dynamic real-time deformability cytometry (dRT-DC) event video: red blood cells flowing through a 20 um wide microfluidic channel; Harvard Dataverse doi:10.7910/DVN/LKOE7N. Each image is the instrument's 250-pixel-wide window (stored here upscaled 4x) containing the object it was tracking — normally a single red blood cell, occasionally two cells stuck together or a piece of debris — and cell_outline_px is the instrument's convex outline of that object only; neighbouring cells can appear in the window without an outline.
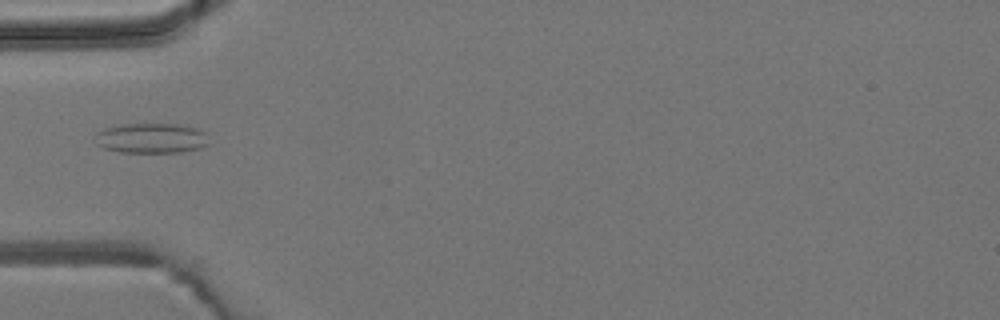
{"species": "common noctule bat (a hibernating species)", "species_latin": "Nyctalus noctula", "temperature_condition": "room temperature", "stored_images_in_passage": 5, "camera_frame_rate_fps": 3000, "um_per_image_px": 0.085, "animal": {"sex": "male", "body_mass_g": 19.2, "forearm_length_mm": 51.8}, "frame": {"image": 1, "passage_image": 3, "time_ms": 2.333, "image_size_px": [1000, 320], "cell_outline_px": [[208, 144], [200, 148], [180, 152], [120, 152], [104, 148], [96, 144], [92, 140], [92, 136], [96, 132], [104, 128], [120, 124], [180, 124], [200, 128], [208, 132]], "centroid_in_image_um": [12.85, 11.73], "position_along_channel_um": 72.2, "area_um2": 20.46}}
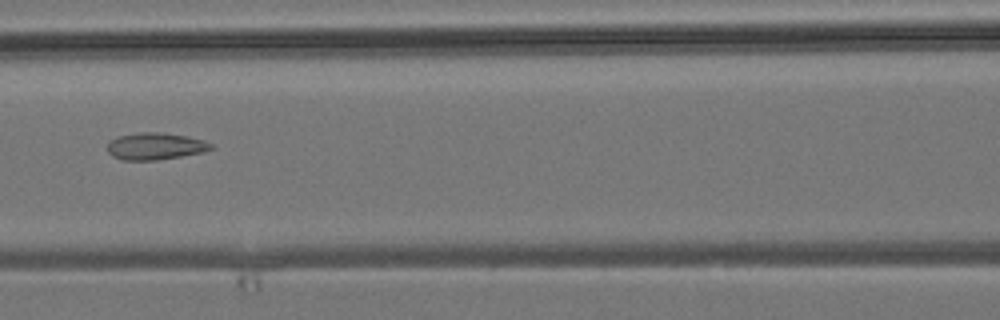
{"frame": {"image": 2, "passage_image": 5, "time_ms": 4.333, "image_size_px": [1000, 320], "cell_outline_px": [[216, 148], [204, 152], [156, 160], [124, 160], [112, 156], [108, 152], [108, 144], [112, 140], [120, 136], [140, 132], [160, 132], [184, 136], [204, 140], [212, 144]], "centroid_in_image_um": [13.24, 12.43], "position_along_channel_um": 153.4, "area_um2": 16.13}}